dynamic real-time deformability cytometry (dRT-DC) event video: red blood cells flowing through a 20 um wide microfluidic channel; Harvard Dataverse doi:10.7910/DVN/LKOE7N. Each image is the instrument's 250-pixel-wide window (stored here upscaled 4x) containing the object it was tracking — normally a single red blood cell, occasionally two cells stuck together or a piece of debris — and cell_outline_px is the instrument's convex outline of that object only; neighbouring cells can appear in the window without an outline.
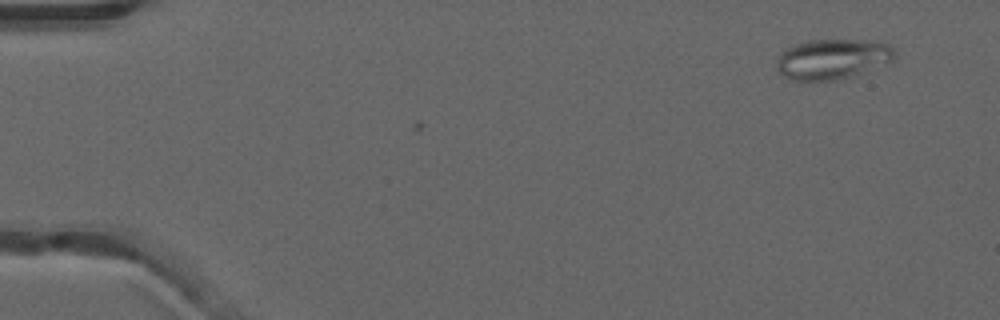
{"species": "common noctule bat (a hibernating species)", "species_latin": "Nyctalus noctula", "temperature_condition": "warm", "stored_images_in_passage": 6, "camera_frame_rate_fps": 3000, "um_per_image_px": 0.085, "animal": {"sex": "male", "forearm_length_mm": 52.5}, "frame": {"image": 1, "passage_image": 6, "time_ms": 1.667, "image_size_px": [1000, 320], "cell_outline_px": [[896, 56], [892, 60], [840, 80], [792, 80], [784, 76], [776, 68], [776, 60], [780, 52], [784, 48], [792, 44], [808, 40], [868, 40], [888, 44], [892, 48]], "centroid_in_image_um": [70.68, 5.0], "position_along_channel_um": 14.3, "area_um2": 27.57}}